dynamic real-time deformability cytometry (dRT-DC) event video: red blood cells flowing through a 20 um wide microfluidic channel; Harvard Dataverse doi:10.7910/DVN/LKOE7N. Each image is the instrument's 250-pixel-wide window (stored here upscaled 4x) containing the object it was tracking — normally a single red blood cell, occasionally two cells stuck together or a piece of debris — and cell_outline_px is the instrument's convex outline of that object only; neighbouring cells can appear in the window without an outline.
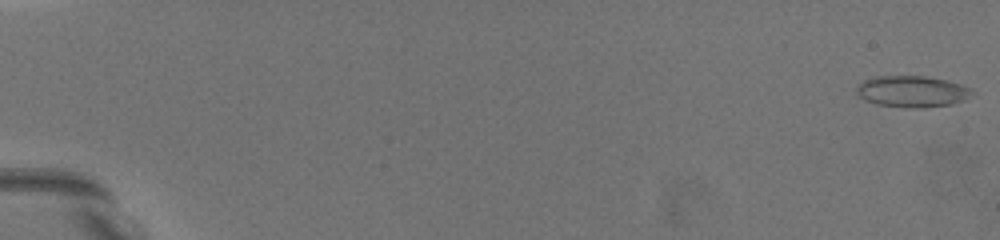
{"species": "common noctule bat (a hibernating species)", "species_latin": "Nyctalus noctula", "temperature_condition": "warm", "stored_images_in_passage": 67, "camera_frame_rate_fps": 3000, "um_per_image_px": 0.085, "animal": {"sex": "female", "body_mass_g": 19.5, "forearm_length_mm": 54.1}, "frame": {"image": 1, "passage_image": 1, "time_ms": 0.0, "image_size_px": [1000, 240], "cell_outline_px": [[976, 92], [952, 104], [916, 108], [908, 108], [876, 104], [860, 96], [856, 92], [856, 88], [864, 80], [876, 76], [924, 76], [948, 80], [972, 88]], "centroid_in_image_um": [77.54, 7.76], "position_along_channel_um": 7.5, "area_um2": 20.92}}
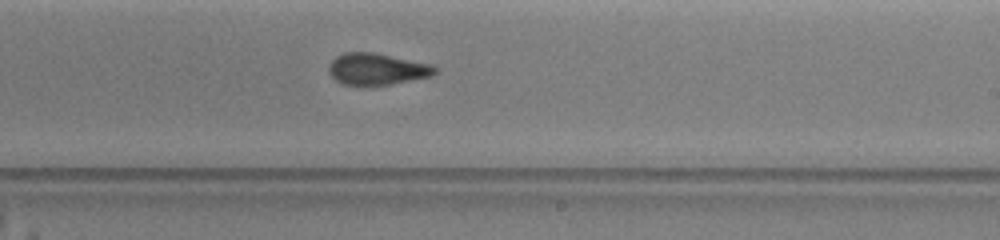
{"frame": {"image": 2, "passage_image": 42, "time_ms": 12.333, "image_size_px": [1000, 240], "cell_outline_px": [[440, 68], [432, 76], [392, 84], [340, 84], [328, 72], [328, 68], [332, 60], [336, 56], [344, 52], [372, 52], [432, 64]], "centroid_in_image_um": [32.07, 5.86], "position_along_channel_um": 256.9, "area_um2": 19.48}}
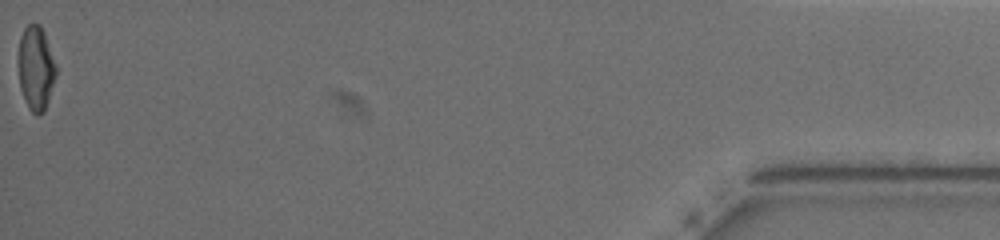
{"frame": {"image": 3, "passage_image": 67, "time_ms": 19.667, "image_size_px": [1000, 240], "cell_outline_px": [[56, 76], [44, 112], [36, 116], [28, 108], [20, 88], [16, 60], [20, 36], [24, 28], [28, 24], [40, 24], [44, 32], [56, 64]], "centroid_in_image_um": [3.02, 5.78], "position_along_channel_um": 432.2, "area_um2": 18.9}, "authors_computed_cell_mechanics": {"area_um2": 19.8254, "velocity_mm_per_s": 3.6076, "shape_relaxation_time_tau1_ms": 5.6049, "shape_relaxation_time_tau2_ms": 2.2709, "deformation_change_tau1": 0.136, "deformation_change_tau2": 0.0885}}